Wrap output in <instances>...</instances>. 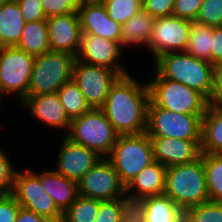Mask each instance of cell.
I'll list each match as a JSON object with an SVG mask.
<instances>
[{
    "instance_id": "46",
    "label": "cell",
    "mask_w": 222,
    "mask_h": 222,
    "mask_svg": "<svg viewBox=\"0 0 222 222\" xmlns=\"http://www.w3.org/2000/svg\"><path fill=\"white\" fill-rule=\"evenodd\" d=\"M8 1H10V0H0V6H1L3 3H6V2H8Z\"/></svg>"
},
{
    "instance_id": "16",
    "label": "cell",
    "mask_w": 222,
    "mask_h": 222,
    "mask_svg": "<svg viewBox=\"0 0 222 222\" xmlns=\"http://www.w3.org/2000/svg\"><path fill=\"white\" fill-rule=\"evenodd\" d=\"M101 158L95 151L72 142L64 135L58 150L55 171L78 183Z\"/></svg>"
},
{
    "instance_id": "44",
    "label": "cell",
    "mask_w": 222,
    "mask_h": 222,
    "mask_svg": "<svg viewBox=\"0 0 222 222\" xmlns=\"http://www.w3.org/2000/svg\"><path fill=\"white\" fill-rule=\"evenodd\" d=\"M15 222H52L49 219L38 215L24 207L19 208Z\"/></svg>"
},
{
    "instance_id": "32",
    "label": "cell",
    "mask_w": 222,
    "mask_h": 222,
    "mask_svg": "<svg viewBox=\"0 0 222 222\" xmlns=\"http://www.w3.org/2000/svg\"><path fill=\"white\" fill-rule=\"evenodd\" d=\"M102 3L108 16L121 25L143 9L142 0H102Z\"/></svg>"
},
{
    "instance_id": "43",
    "label": "cell",
    "mask_w": 222,
    "mask_h": 222,
    "mask_svg": "<svg viewBox=\"0 0 222 222\" xmlns=\"http://www.w3.org/2000/svg\"><path fill=\"white\" fill-rule=\"evenodd\" d=\"M211 63H222V27H212Z\"/></svg>"
},
{
    "instance_id": "19",
    "label": "cell",
    "mask_w": 222,
    "mask_h": 222,
    "mask_svg": "<svg viewBox=\"0 0 222 222\" xmlns=\"http://www.w3.org/2000/svg\"><path fill=\"white\" fill-rule=\"evenodd\" d=\"M21 103L41 122L69 131L71 119L66 114L57 93L27 96Z\"/></svg>"
},
{
    "instance_id": "17",
    "label": "cell",
    "mask_w": 222,
    "mask_h": 222,
    "mask_svg": "<svg viewBox=\"0 0 222 222\" xmlns=\"http://www.w3.org/2000/svg\"><path fill=\"white\" fill-rule=\"evenodd\" d=\"M46 22L50 51L77 57L82 37L78 13L48 17Z\"/></svg>"
},
{
    "instance_id": "27",
    "label": "cell",
    "mask_w": 222,
    "mask_h": 222,
    "mask_svg": "<svg viewBox=\"0 0 222 222\" xmlns=\"http://www.w3.org/2000/svg\"><path fill=\"white\" fill-rule=\"evenodd\" d=\"M212 41V27L194 21L192 22L189 41L184 52L197 59L211 62Z\"/></svg>"
},
{
    "instance_id": "39",
    "label": "cell",
    "mask_w": 222,
    "mask_h": 222,
    "mask_svg": "<svg viewBox=\"0 0 222 222\" xmlns=\"http://www.w3.org/2000/svg\"><path fill=\"white\" fill-rule=\"evenodd\" d=\"M175 0H142L143 10L154 18L172 15Z\"/></svg>"
},
{
    "instance_id": "8",
    "label": "cell",
    "mask_w": 222,
    "mask_h": 222,
    "mask_svg": "<svg viewBox=\"0 0 222 222\" xmlns=\"http://www.w3.org/2000/svg\"><path fill=\"white\" fill-rule=\"evenodd\" d=\"M203 116L175 113L157 107L149 100L146 133L149 137L201 140Z\"/></svg>"
},
{
    "instance_id": "37",
    "label": "cell",
    "mask_w": 222,
    "mask_h": 222,
    "mask_svg": "<svg viewBox=\"0 0 222 222\" xmlns=\"http://www.w3.org/2000/svg\"><path fill=\"white\" fill-rule=\"evenodd\" d=\"M202 2L203 0H175L172 15L194 22Z\"/></svg>"
},
{
    "instance_id": "22",
    "label": "cell",
    "mask_w": 222,
    "mask_h": 222,
    "mask_svg": "<svg viewBox=\"0 0 222 222\" xmlns=\"http://www.w3.org/2000/svg\"><path fill=\"white\" fill-rule=\"evenodd\" d=\"M25 23L16 0L3 3L0 6V47L16 46Z\"/></svg>"
},
{
    "instance_id": "6",
    "label": "cell",
    "mask_w": 222,
    "mask_h": 222,
    "mask_svg": "<svg viewBox=\"0 0 222 222\" xmlns=\"http://www.w3.org/2000/svg\"><path fill=\"white\" fill-rule=\"evenodd\" d=\"M106 159L126 186L144 167L154 162L149 135L146 132L119 135Z\"/></svg>"
},
{
    "instance_id": "11",
    "label": "cell",
    "mask_w": 222,
    "mask_h": 222,
    "mask_svg": "<svg viewBox=\"0 0 222 222\" xmlns=\"http://www.w3.org/2000/svg\"><path fill=\"white\" fill-rule=\"evenodd\" d=\"M119 75L104 66H96L75 60L72 80L78 85L92 109H101L111 85Z\"/></svg>"
},
{
    "instance_id": "23",
    "label": "cell",
    "mask_w": 222,
    "mask_h": 222,
    "mask_svg": "<svg viewBox=\"0 0 222 222\" xmlns=\"http://www.w3.org/2000/svg\"><path fill=\"white\" fill-rule=\"evenodd\" d=\"M201 153L222 154V107L209 105L201 121Z\"/></svg>"
},
{
    "instance_id": "7",
    "label": "cell",
    "mask_w": 222,
    "mask_h": 222,
    "mask_svg": "<svg viewBox=\"0 0 222 222\" xmlns=\"http://www.w3.org/2000/svg\"><path fill=\"white\" fill-rule=\"evenodd\" d=\"M76 57L63 52L49 51L36 56L28 88V96L57 93L72 80Z\"/></svg>"
},
{
    "instance_id": "45",
    "label": "cell",
    "mask_w": 222,
    "mask_h": 222,
    "mask_svg": "<svg viewBox=\"0 0 222 222\" xmlns=\"http://www.w3.org/2000/svg\"><path fill=\"white\" fill-rule=\"evenodd\" d=\"M3 94H5V93H4L3 87H2L1 82H0V100H1V97H2ZM0 102H2V101H0Z\"/></svg>"
},
{
    "instance_id": "14",
    "label": "cell",
    "mask_w": 222,
    "mask_h": 222,
    "mask_svg": "<svg viewBox=\"0 0 222 222\" xmlns=\"http://www.w3.org/2000/svg\"><path fill=\"white\" fill-rule=\"evenodd\" d=\"M122 51L118 42L96 35L82 34L76 59L86 64L107 67L115 71L119 76H124L129 73L118 63V59L123 55Z\"/></svg>"
},
{
    "instance_id": "9",
    "label": "cell",
    "mask_w": 222,
    "mask_h": 222,
    "mask_svg": "<svg viewBox=\"0 0 222 222\" xmlns=\"http://www.w3.org/2000/svg\"><path fill=\"white\" fill-rule=\"evenodd\" d=\"M11 194L21 207L31 210L52 222L62 221L63 213L42 187L39 177L33 170L27 168L24 173L16 171Z\"/></svg>"
},
{
    "instance_id": "20",
    "label": "cell",
    "mask_w": 222,
    "mask_h": 222,
    "mask_svg": "<svg viewBox=\"0 0 222 222\" xmlns=\"http://www.w3.org/2000/svg\"><path fill=\"white\" fill-rule=\"evenodd\" d=\"M40 179L42 187L51 196L57 208L63 213L78 197V183L70 180L55 170L34 172Z\"/></svg>"
},
{
    "instance_id": "38",
    "label": "cell",
    "mask_w": 222,
    "mask_h": 222,
    "mask_svg": "<svg viewBox=\"0 0 222 222\" xmlns=\"http://www.w3.org/2000/svg\"><path fill=\"white\" fill-rule=\"evenodd\" d=\"M25 22L46 20L40 0H16Z\"/></svg>"
},
{
    "instance_id": "10",
    "label": "cell",
    "mask_w": 222,
    "mask_h": 222,
    "mask_svg": "<svg viewBox=\"0 0 222 222\" xmlns=\"http://www.w3.org/2000/svg\"><path fill=\"white\" fill-rule=\"evenodd\" d=\"M35 56L16 46L0 47V82L5 94L16 93L22 102L28 96Z\"/></svg>"
},
{
    "instance_id": "34",
    "label": "cell",
    "mask_w": 222,
    "mask_h": 222,
    "mask_svg": "<svg viewBox=\"0 0 222 222\" xmlns=\"http://www.w3.org/2000/svg\"><path fill=\"white\" fill-rule=\"evenodd\" d=\"M195 22L209 27H222V0H203Z\"/></svg>"
},
{
    "instance_id": "3",
    "label": "cell",
    "mask_w": 222,
    "mask_h": 222,
    "mask_svg": "<svg viewBox=\"0 0 222 222\" xmlns=\"http://www.w3.org/2000/svg\"><path fill=\"white\" fill-rule=\"evenodd\" d=\"M156 72L165 79L179 82L210 98L213 88L211 62L197 59L185 52H169L155 59Z\"/></svg>"
},
{
    "instance_id": "1",
    "label": "cell",
    "mask_w": 222,
    "mask_h": 222,
    "mask_svg": "<svg viewBox=\"0 0 222 222\" xmlns=\"http://www.w3.org/2000/svg\"><path fill=\"white\" fill-rule=\"evenodd\" d=\"M149 89L130 74L119 76L111 85L101 108L119 135L146 132Z\"/></svg>"
},
{
    "instance_id": "35",
    "label": "cell",
    "mask_w": 222,
    "mask_h": 222,
    "mask_svg": "<svg viewBox=\"0 0 222 222\" xmlns=\"http://www.w3.org/2000/svg\"><path fill=\"white\" fill-rule=\"evenodd\" d=\"M46 18L77 13L78 0H40Z\"/></svg>"
},
{
    "instance_id": "30",
    "label": "cell",
    "mask_w": 222,
    "mask_h": 222,
    "mask_svg": "<svg viewBox=\"0 0 222 222\" xmlns=\"http://www.w3.org/2000/svg\"><path fill=\"white\" fill-rule=\"evenodd\" d=\"M102 200L78 195L70 207L63 212L61 222H95Z\"/></svg>"
},
{
    "instance_id": "21",
    "label": "cell",
    "mask_w": 222,
    "mask_h": 222,
    "mask_svg": "<svg viewBox=\"0 0 222 222\" xmlns=\"http://www.w3.org/2000/svg\"><path fill=\"white\" fill-rule=\"evenodd\" d=\"M166 169L164 165L157 161L144 167L130 182L125 186L128 192L131 190L133 194L159 196L165 191Z\"/></svg>"
},
{
    "instance_id": "28",
    "label": "cell",
    "mask_w": 222,
    "mask_h": 222,
    "mask_svg": "<svg viewBox=\"0 0 222 222\" xmlns=\"http://www.w3.org/2000/svg\"><path fill=\"white\" fill-rule=\"evenodd\" d=\"M57 94L70 119L81 116L92 109L73 80L64 83Z\"/></svg>"
},
{
    "instance_id": "40",
    "label": "cell",
    "mask_w": 222,
    "mask_h": 222,
    "mask_svg": "<svg viewBox=\"0 0 222 222\" xmlns=\"http://www.w3.org/2000/svg\"><path fill=\"white\" fill-rule=\"evenodd\" d=\"M20 207L12 194L0 195V222H15Z\"/></svg>"
},
{
    "instance_id": "25",
    "label": "cell",
    "mask_w": 222,
    "mask_h": 222,
    "mask_svg": "<svg viewBox=\"0 0 222 222\" xmlns=\"http://www.w3.org/2000/svg\"><path fill=\"white\" fill-rule=\"evenodd\" d=\"M16 47L35 57L49 52L50 45L46 20L26 22Z\"/></svg>"
},
{
    "instance_id": "26",
    "label": "cell",
    "mask_w": 222,
    "mask_h": 222,
    "mask_svg": "<svg viewBox=\"0 0 222 222\" xmlns=\"http://www.w3.org/2000/svg\"><path fill=\"white\" fill-rule=\"evenodd\" d=\"M146 222H184V211L168 196H149L146 211Z\"/></svg>"
},
{
    "instance_id": "13",
    "label": "cell",
    "mask_w": 222,
    "mask_h": 222,
    "mask_svg": "<svg viewBox=\"0 0 222 222\" xmlns=\"http://www.w3.org/2000/svg\"><path fill=\"white\" fill-rule=\"evenodd\" d=\"M124 190L125 185L106 158H101L78 182V195L102 201L117 200Z\"/></svg>"
},
{
    "instance_id": "33",
    "label": "cell",
    "mask_w": 222,
    "mask_h": 222,
    "mask_svg": "<svg viewBox=\"0 0 222 222\" xmlns=\"http://www.w3.org/2000/svg\"><path fill=\"white\" fill-rule=\"evenodd\" d=\"M184 222H222V203L207 201L184 211Z\"/></svg>"
},
{
    "instance_id": "36",
    "label": "cell",
    "mask_w": 222,
    "mask_h": 222,
    "mask_svg": "<svg viewBox=\"0 0 222 222\" xmlns=\"http://www.w3.org/2000/svg\"><path fill=\"white\" fill-rule=\"evenodd\" d=\"M16 171L8 154L0 149V195L12 193Z\"/></svg>"
},
{
    "instance_id": "31",
    "label": "cell",
    "mask_w": 222,
    "mask_h": 222,
    "mask_svg": "<svg viewBox=\"0 0 222 222\" xmlns=\"http://www.w3.org/2000/svg\"><path fill=\"white\" fill-rule=\"evenodd\" d=\"M128 193L131 194L128 195ZM148 199L147 195H137L124 190L118 198L121 210L120 222H146L145 211Z\"/></svg>"
},
{
    "instance_id": "41",
    "label": "cell",
    "mask_w": 222,
    "mask_h": 222,
    "mask_svg": "<svg viewBox=\"0 0 222 222\" xmlns=\"http://www.w3.org/2000/svg\"><path fill=\"white\" fill-rule=\"evenodd\" d=\"M121 210L119 201H103L100 204L95 222H120Z\"/></svg>"
},
{
    "instance_id": "2",
    "label": "cell",
    "mask_w": 222,
    "mask_h": 222,
    "mask_svg": "<svg viewBox=\"0 0 222 222\" xmlns=\"http://www.w3.org/2000/svg\"><path fill=\"white\" fill-rule=\"evenodd\" d=\"M164 195L183 211L209 201L203 153L192 162L166 169Z\"/></svg>"
},
{
    "instance_id": "12",
    "label": "cell",
    "mask_w": 222,
    "mask_h": 222,
    "mask_svg": "<svg viewBox=\"0 0 222 222\" xmlns=\"http://www.w3.org/2000/svg\"><path fill=\"white\" fill-rule=\"evenodd\" d=\"M192 22L174 15L155 18L148 48L155 60L169 52H184Z\"/></svg>"
},
{
    "instance_id": "5",
    "label": "cell",
    "mask_w": 222,
    "mask_h": 222,
    "mask_svg": "<svg viewBox=\"0 0 222 222\" xmlns=\"http://www.w3.org/2000/svg\"><path fill=\"white\" fill-rule=\"evenodd\" d=\"M65 133L72 142L95 151L102 158L110 154L119 136L102 109H91L71 119L69 131Z\"/></svg>"
},
{
    "instance_id": "29",
    "label": "cell",
    "mask_w": 222,
    "mask_h": 222,
    "mask_svg": "<svg viewBox=\"0 0 222 222\" xmlns=\"http://www.w3.org/2000/svg\"><path fill=\"white\" fill-rule=\"evenodd\" d=\"M209 201L222 203V154L203 153Z\"/></svg>"
},
{
    "instance_id": "15",
    "label": "cell",
    "mask_w": 222,
    "mask_h": 222,
    "mask_svg": "<svg viewBox=\"0 0 222 222\" xmlns=\"http://www.w3.org/2000/svg\"><path fill=\"white\" fill-rule=\"evenodd\" d=\"M78 16L82 34H91L121 45L122 25L112 20L102 1L79 2Z\"/></svg>"
},
{
    "instance_id": "4",
    "label": "cell",
    "mask_w": 222,
    "mask_h": 222,
    "mask_svg": "<svg viewBox=\"0 0 222 222\" xmlns=\"http://www.w3.org/2000/svg\"><path fill=\"white\" fill-rule=\"evenodd\" d=\"M153 75L154 78L147 84L149 100L154 105L181 114L206 113L209 103L202 93L179 82L162 78L156 71Z\"/></svg>"
},
{
    "instance_id": "18",
    "label": "cell",
    "mask_w": 222,
    "mask_h": 222,
    "mask_svg": "<svg viewBox=\"0 0 222 222\" xmlns=\"http://www.w3.org/2000/svg\"><path fill=\"white\" fill-rule=\"evenodd\" d=\"M154 161L165 167L192 162L201 156V140L150 137Z\"/></svg>"
},
{
    "instance_id": "42",
    "label": "cell",
    "mask_w": 222,
    "mask_h": 222,
    "mask_svg": "<svg viewBox=\"0 0 222 222\" xmlns=\"http://www.w3.org/2000/svg\"><path fill=\"white\" fill-rule=\"evenodd\" d=\"M208 103L214 107H222V63L214 65L213 88Z\"/></svg>"
},
{
    "instance_id": "24",
    "label": "cell",
    "mask_w": 222,
    "mask_h": 222,
    "mask_svg": "<svg viewBox=\"0 0 222 222\" xmlns=\"http://www.w3.org/2000/svg\"><path fill=\"white\" fill-rule=\"evenodd\" d=\"M155 18L143 9L122 24V46L146 45L151 40Z\"/></svg>"
}]
</instances>
